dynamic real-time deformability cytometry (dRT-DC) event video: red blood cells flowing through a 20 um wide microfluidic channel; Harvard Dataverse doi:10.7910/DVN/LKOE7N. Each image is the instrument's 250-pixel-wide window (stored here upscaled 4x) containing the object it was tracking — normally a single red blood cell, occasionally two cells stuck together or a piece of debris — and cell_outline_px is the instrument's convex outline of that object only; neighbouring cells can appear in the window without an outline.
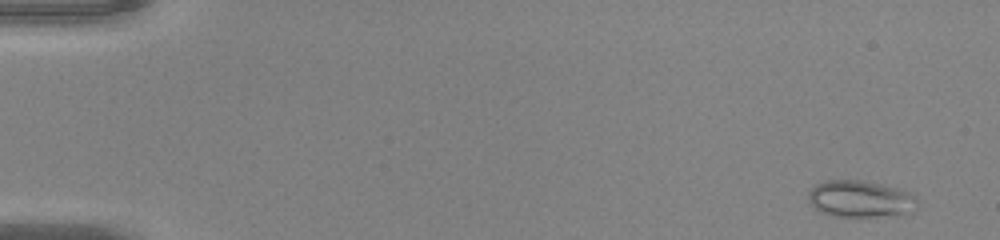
{"species": "common noctule bat (a hibernating species)", "species_latin": "Nyctalus noctula", "temperature_condition": "warm", "stored_images_in_passage": 51, "camera_frame_rate_fps": 3000, "um_per_image_px": 0.085, "animal": {"sex": "male", "body_mass_g": 20.0, "forearm_length_mm": 53.3}, "frame": {"image": 1, "passage_image": 3, "time_ms": 0.667, "image_size_px": [1000, 240], "cell_outline_px": [[916, 208], [912, 212], [876, 216], [832, 216], [820, 212], [808, 200], [808, 192], [816, 184], [828, 180], [864, 180], [896, 188], [908, 192], [916, 196]], "centroid_in_image_um": [73.1, 16.9], "position_along_channel_um": 11.9, "area_um2": 23.12}}
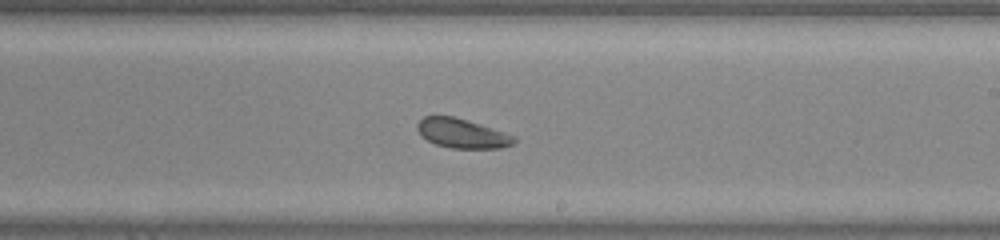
{"frame": {"image": 2, "passage_image": 31, "time_ms": 10.0, "image_size_px": [1000, 240], "cell_outline_px": [[516, 140], [512, 144], [500, 148], [452, 148], [436, 144], [428, 140], [416, 128], [416, 124], [424, 116], [452, 116], [504, 132], [516, 136]], "centroid_in_image_um": [39.28, 11.34], "position_along_channel_um": 249.7, "area_um2": 16.18}}
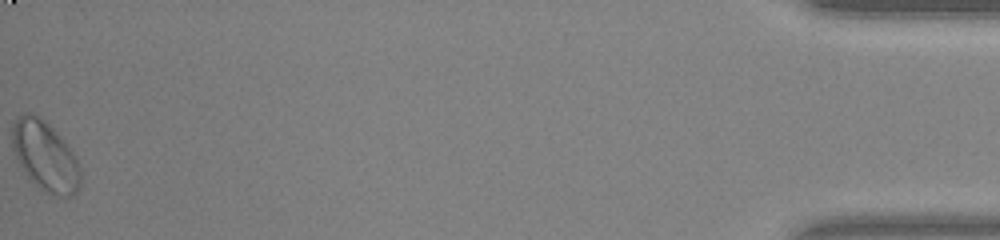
{"frame": {"image": 3, "passage_image": 51, "time_ms": 16.667, "image_size_px": [1000, 240], "cell_outline_px": [[80, 188], [72, 196], [64, 200], [40, 188], [24, 172], [12, 148], [12, 124], [24, 112], [28, 112], [40, 116], [64, 140], [76, 156], [80, 168]], "centroid_in_image_um": [3.86, 13.28], "position_along_channel_um": 431.3, "area_um2": 27.8}}